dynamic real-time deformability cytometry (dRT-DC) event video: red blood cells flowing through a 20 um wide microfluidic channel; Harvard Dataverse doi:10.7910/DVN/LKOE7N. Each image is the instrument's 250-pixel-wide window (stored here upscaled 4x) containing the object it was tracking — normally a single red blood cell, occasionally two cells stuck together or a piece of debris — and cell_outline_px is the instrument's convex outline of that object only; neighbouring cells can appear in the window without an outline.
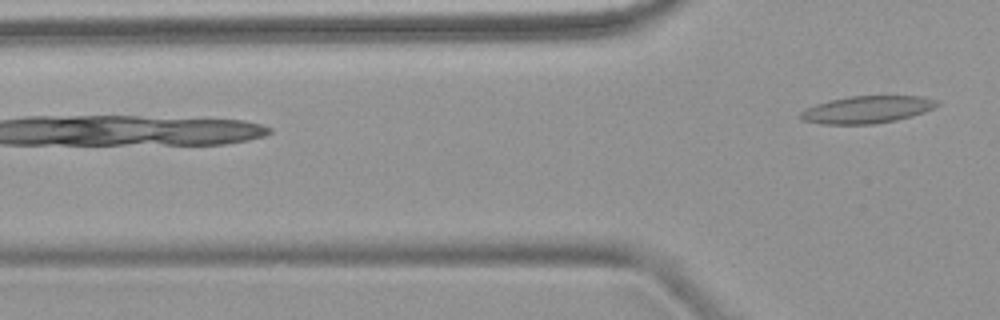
{"species": "common noctule bat (a hibernating species)", "species_latin": "Nyctalus noctula", "temperature_condition": "warm", "stored_images_in_passage": 2, "camera_frame_rate_fps": 3000, "um_per_image_px": 0.085, "animal": {"sex": "female", "body_mass_g": 18.4}, "frame": {"image": 1, "passage_image": 2, "time_ms": 1.333, "image_size_px": [1000, 320], "cell_outline_px": [[940, 104], [924, 112], [912, 116], [896, 120], [872, 124], [820, 124], [800, 120], [800, 112], [804, 108], [816, 104], [848, 96], [920, 96], [936, 100]], "centroid_in_image_um": [73.65, 9.32], "position_along_channel_um": 52.1, "area_um2": 21.68}}